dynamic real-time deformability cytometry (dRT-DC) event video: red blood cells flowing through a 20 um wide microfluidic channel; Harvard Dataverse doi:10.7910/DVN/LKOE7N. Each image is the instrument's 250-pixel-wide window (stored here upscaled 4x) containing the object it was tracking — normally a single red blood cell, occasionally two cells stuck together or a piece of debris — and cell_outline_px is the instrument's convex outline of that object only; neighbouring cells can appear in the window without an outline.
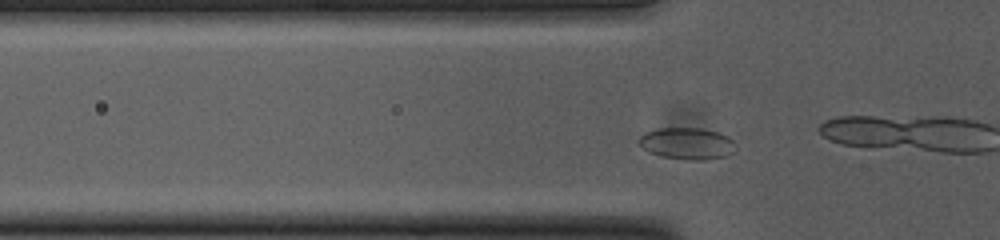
{"species": "common noctule bat (a hibernating species)", "species_latin": "Nyctalus noctula", "temperature_condition": "cold", "stored_images_in_passage": 44, "camera_frame_rate_fps": 3000, "um_per_image_px": 0.085, "animal": {"sex": "female", "body_mass_g": 23.0, "forearm_length_mm": 53.4}, "frame": {"image": 1, "passage_image": 13, "time_ms": 4.0, "image_size_px": [1000, 240], "cell_outline_px": [[736, 144], [732, 152], [728, 156], [704, 160], [688, 160], [660, 156], [648, 152], [636, 144], [636, 140], [644, 132], [656, 128], [700, 128], [720, 132], [728, 136]], "centroid_in_image_um": [58.35, 12.19], "position_along_channel_um": 67.4, "area_um2": 18.32}}